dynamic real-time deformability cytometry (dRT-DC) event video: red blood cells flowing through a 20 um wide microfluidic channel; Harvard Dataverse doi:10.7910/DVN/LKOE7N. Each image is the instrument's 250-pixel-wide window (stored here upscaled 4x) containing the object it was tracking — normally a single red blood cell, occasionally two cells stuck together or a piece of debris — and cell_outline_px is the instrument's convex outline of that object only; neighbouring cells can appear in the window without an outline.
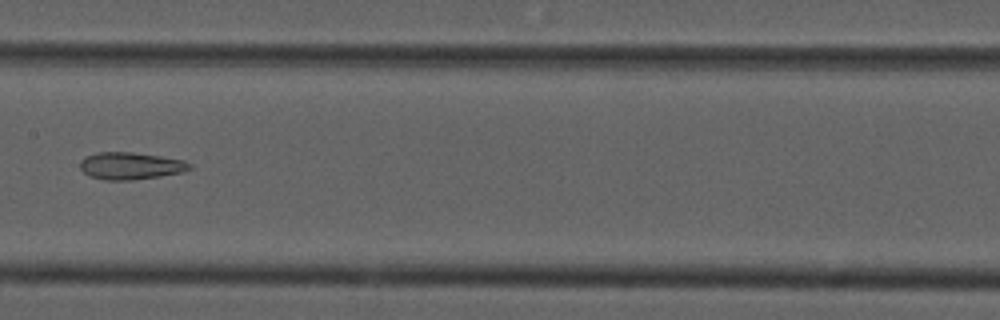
{"species": "common noctule bat (a hibernating species)", "species_latin": "Nyctalus noctula", "temperature_condition": "cold", "stored_images_in_passage": 7, "camera_frame_rate_fps": 3000, "um_per_image_px": 0.085, "animal": {"sex": "male", "forearm_length_mm": 52.5}, "frame": {"image": 1, "passage_image": 4, "time_ms": 1.0, "image_size_px": [1000, 320], "cell_outline_px": [[192, 168], [184, 172], [160, 176], [132, 180], [104, 180], [88, 176], [80, 168], [80, 160], [84, 156], [100, 152], [132, 152], [160, 156], [184, 160], [192, 164]], "centroid_in_image_um": [11.1, 14.1], "position_along_channel_um": 196.3, "area_um2": 17.51}}
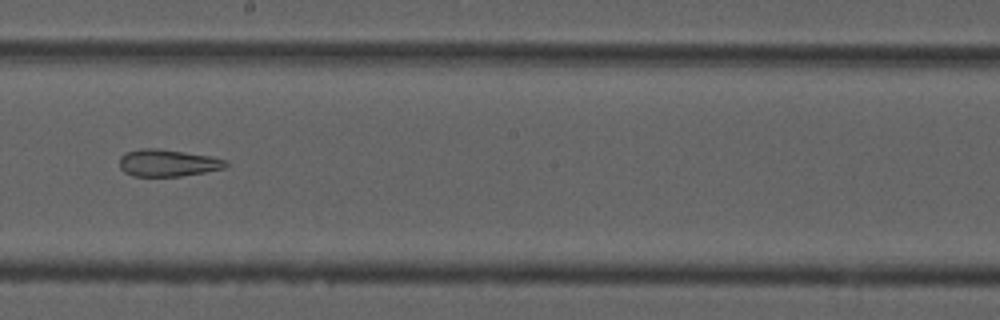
{"frame": {"image": 2, "passage_image": 5, "time_ms": 1.333, "image_size_px": [1000, 320], "cell_outline_px": [[228, 164], [224, 168], [204, 172], [180, 176], [132, 176], [124, 172], [120, 168], [120, 156], [124, 152], [144, 148], [156, 148], [184, 152], [208, 156], [228, 160]], "centroid_in_image_um": [14.22, 13.85], "position_along_channel_um": 234.0, "area_um2": 16.7}}
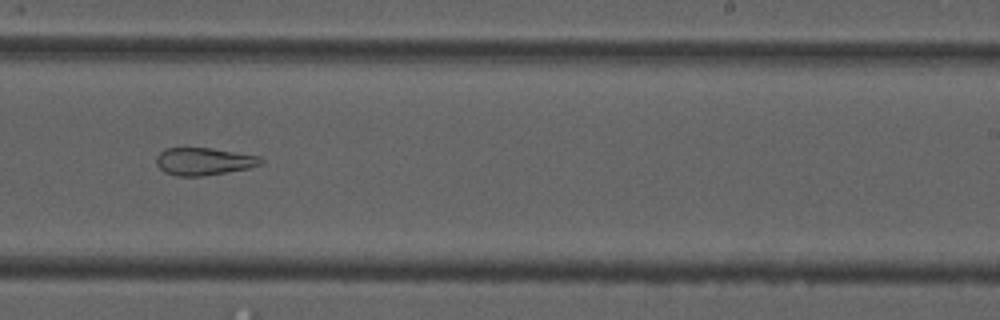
{"frame": {"image": 3, "passage_image": 6, "time_ms": 1.667, "image_size_px": [1000, 320], "cell_outline_px": [[264, 160], [260, 164], [248, 168], [204, 176], [176, 176], [164, 172], [156, 164], [156, 156], [164, 148], [208, 148], [260, 156]], "centroid_in_image_um": [17.28, 13.72], "position_along_channel_um": 271.7, "area_um2": 16.65}}